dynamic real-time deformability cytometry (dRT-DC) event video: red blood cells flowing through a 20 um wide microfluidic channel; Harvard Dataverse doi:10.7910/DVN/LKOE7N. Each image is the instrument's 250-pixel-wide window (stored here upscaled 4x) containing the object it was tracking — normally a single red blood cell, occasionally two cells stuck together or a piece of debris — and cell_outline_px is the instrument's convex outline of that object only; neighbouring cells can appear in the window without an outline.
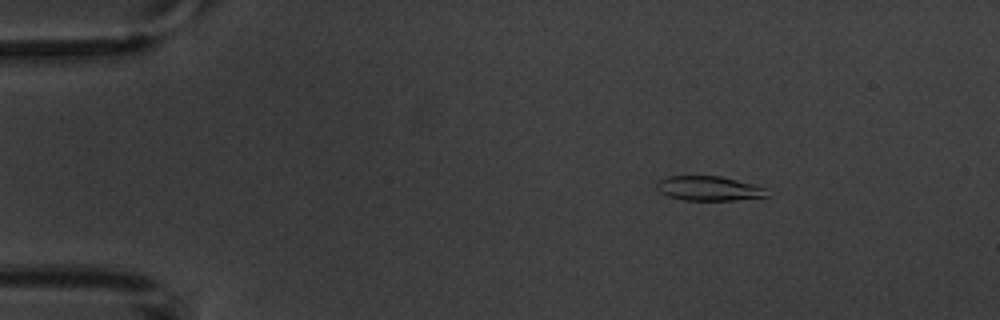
{"species": "common noctule bat (a hibernating species)", "species_latin": "Nyctalus noctula", "temperature_condition": "warm", "stored_images_in_passage": 4, "camera_frame_rate_fps": 3000, "um_per_image_px": 0.085, "animal": {"sex": "male", "body_mass_g": 20.1, "forearm_length_mm": 53.5}, "frame": {"image": 1, "passage_image": 2, "time_ms": 2.0, "image_size_px": [1000, 320], "cell_outline_px": [[768, 196], [736, 200], [684, 200], [668, 196], [660, 192], [656, 188], [656, 184], [660, 180], [668, 176], [720, 176], [768, 188]], "centroid_in_image_um": [60.26, 16.02], "position_along_channel_um": 24.7, "area_um2": 15.72}}